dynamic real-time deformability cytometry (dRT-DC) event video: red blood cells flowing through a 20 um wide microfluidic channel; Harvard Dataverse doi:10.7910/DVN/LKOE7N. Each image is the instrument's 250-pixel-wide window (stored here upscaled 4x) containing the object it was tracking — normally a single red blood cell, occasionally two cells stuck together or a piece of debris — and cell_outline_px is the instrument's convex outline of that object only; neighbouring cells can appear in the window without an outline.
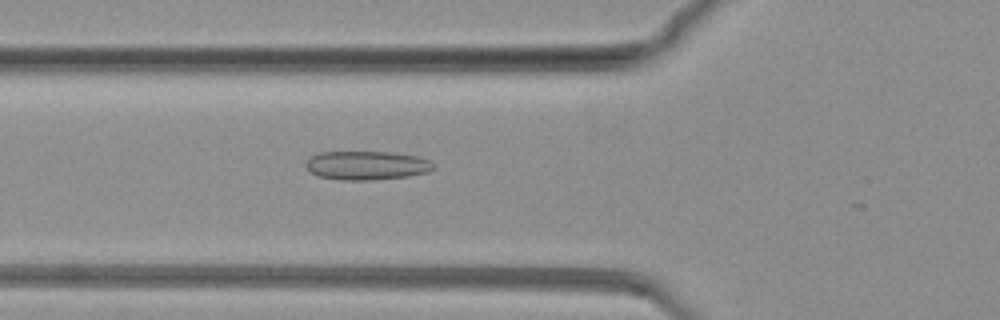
{"species": "common noctule bat (a hibernating species)", "species_latin": "Nyctalus noctula", "temperature_condition": "warm", "stored_images_in_passage": 31, "camera_frame_rate_fps": 3000, "um_per_image_px": 0.085, "animal": {"sex": "female", "body_mass_g": 19.3, "forearm_length_mm": 54.1}, "frame": {"image": 1, "passage_image": 16, "time_ms": 5.0, "image_size_px": [1000, 320], "cell_outline_px": [[436, 168], [428, 172], [408, 176], [372, 180], [340, 180], [320, 176], [312, 172], [304, 164], [308, 156], [320, 152], [396, 152], [416, 156], [428, 160]], "centroid_in_image_um": [31.16, 14.05], "position_along_channel_um": 94.6, "area_um2": 21.5}}
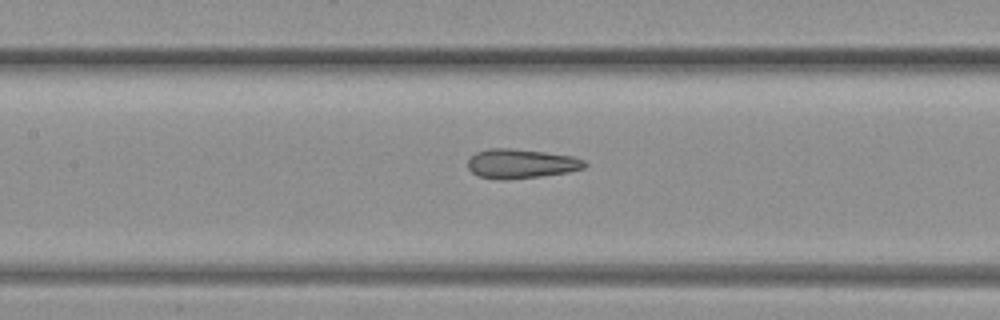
{"frame": {"image": 2, "passage_image": 24, "time_ms": 7.667, "image_size_px": [1000, 320], "cell_outline_px": [[588, 164], [584, 168], [568, 172], [540, 176], [504, 180], [496, 180], [480, 176], [472, 172], [468, 168], [468, 160], [476, 152], [488, 148], [512, 148], [544, 152], [572, 156], [584, 160]], "centroid_in_image_um": [44.28, 13.91], "position_along_channel_um": 163.1, "area_um2": 20.0}}
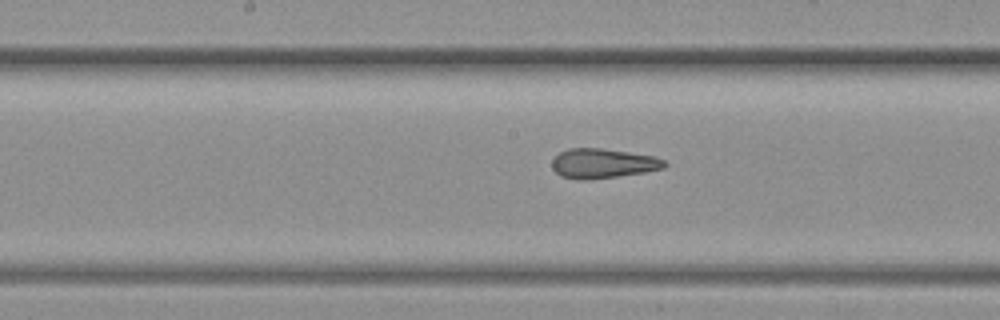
{"frame": {"image": 3, "passage_image": 28, "time_ms": 9.0, "image_size_px": [1000, 320], "cell_outline_px": [[668, 164], [664, 168], [644, 172], [616, 176], [584, 180], [576, 180], [560, 176], [552, 168], [552, 160], [560, 152], [568, 148], [600, 148], [656, 156], [664, 160]], "centroid_in_image_um": [51.23, 13.89], "position_along_channel_um": 197.0, "area_um2": 19.42}}